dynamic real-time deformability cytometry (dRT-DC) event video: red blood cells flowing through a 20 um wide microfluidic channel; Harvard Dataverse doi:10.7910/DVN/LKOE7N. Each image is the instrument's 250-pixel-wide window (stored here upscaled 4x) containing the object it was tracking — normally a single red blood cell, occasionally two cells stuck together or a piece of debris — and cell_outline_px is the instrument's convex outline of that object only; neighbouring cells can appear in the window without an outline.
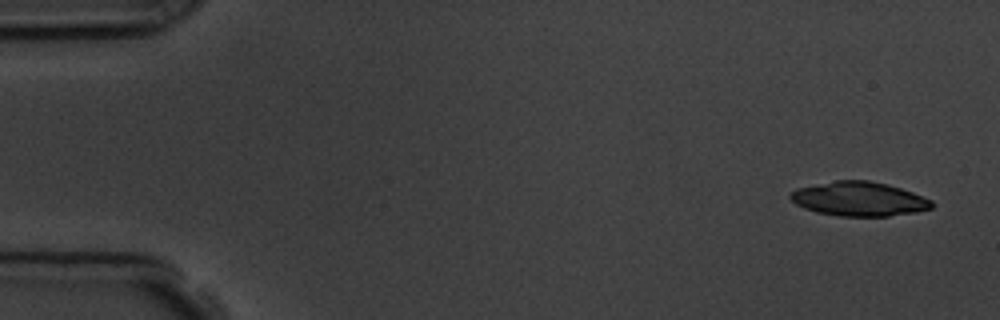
{"species": "common noctule bat (a hibernating species)", "species_latin": "Nyctalus noctula", "temperature_condition": "room temperature", "stored_images_in_passage": 6, "camera_frame_rate_fps": 3000, "um_per_image_px": 0.085, "animal": {"sex": "male", "body_mass_g": 19.5, "forearm_length_mm": 54.6}, "frame": {"image": 1, "passage_image": 1, "time_ms": 0.0, "image_size_px": [1000, 320], "cell_outline_px": [[932, 208], [916, 212], [888, 216], [840, 216], [816, 212], [804, 208], [796, 204], [788, 196], [796, 188], [836, 180], [868, 180], [888, 184], [912, 192], [932, 200]], "centroid_in_image_um": [73.01, 16.91], "position_along_channel_um": 12.0, "area_um2": 28.15}}